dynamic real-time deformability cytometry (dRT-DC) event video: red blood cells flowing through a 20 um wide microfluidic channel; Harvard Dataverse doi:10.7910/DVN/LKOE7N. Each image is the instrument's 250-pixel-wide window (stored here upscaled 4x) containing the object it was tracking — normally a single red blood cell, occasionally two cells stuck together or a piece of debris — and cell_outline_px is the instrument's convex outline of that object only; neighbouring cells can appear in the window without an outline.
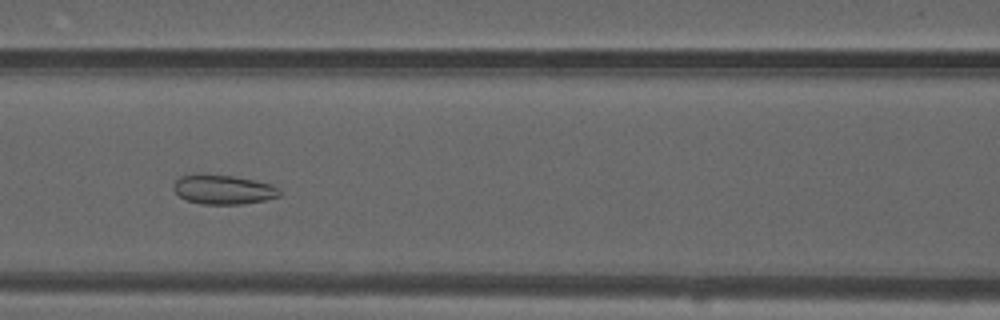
{"species": "common noctule bat (a hibernating species)", "species_latin": "Nyctalus noctula", "temperature_condition": "warm", "stored_images_in_passage": 51, "camera_frame_rate_fps": 3000, "um_per_image_px": 0.085, "animal": {"sex": "male", "forearm_length_mm": 52.5}, "frame": {"image": 1, "passage_image": 21, "time_ms": 6.667, "image_size_px": [1000, 320], "cell_outline_px": [[280, 196], [264, 200], [244, 204], [200, 204], [188, 200], [180, 196], [172, 188], [172, 184], [180, 176], [196, 172], [232, 176], [272, 184], [280, 188]], "centroid_in_image_um": [18.94, 16.09], "position_along_channel_um": 147.7, "area_um2": 18.44}}
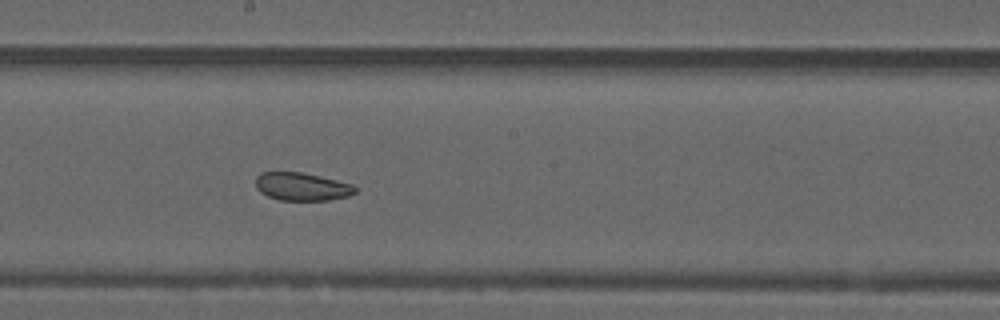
{"frame": {"image": 2, "passage_image": 27, "time_ms": 8.667, "image_size_px": [1000, 320], "cell_outline_px": [[356, 192], [348, 196], [328, 200], [280, 200], [268, 196], [260, 192], [256, 188], [256, 176], [260, 172], [300, 172], [320, 176], [352, 184], [356, 188]], "centroid_in_image_um": [25.64, 15.86], "position_along_channel_um": 222.6, "area_um2": 16.18}}
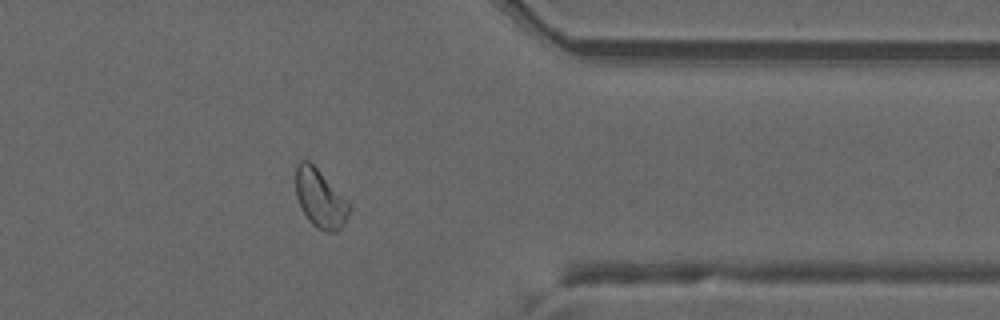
{"frame": {"image": 3, "passage_image": 41, "time_ms": 13.333, "image_size_px": [1000, 320], "cell_outline_px": [[348, 212], [344, 224], [336, 232], [328, 232], [316, 228], [308, 220], [296, 196], [296, 164], [300, 160], [308, 160], [316, 168], [348, 204]], "centroid_in_image_um": [27.15, 16.89], "position_along_channel_um": 384.2, "area_um2": 17.4}, "authors_computed_cell_mechanics": {"area_um2": 18.6694, "velocity_mm_per_s": 3.7637, "shape_relaxation_time_tau1_ms": null, "shape_relaxation_time_tau2_ms": 2.3638, "deformation_change_tau1": null, "deformation_change_tau2": 0.0718}}